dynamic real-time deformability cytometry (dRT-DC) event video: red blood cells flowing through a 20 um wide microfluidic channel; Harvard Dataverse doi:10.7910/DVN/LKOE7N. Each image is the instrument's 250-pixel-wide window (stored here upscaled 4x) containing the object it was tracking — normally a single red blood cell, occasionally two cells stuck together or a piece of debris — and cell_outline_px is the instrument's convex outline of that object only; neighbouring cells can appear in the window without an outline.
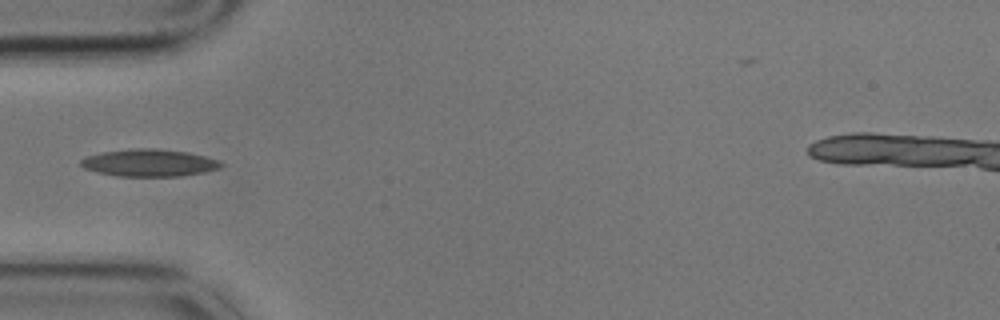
{"species": "common noctule bat (a hibernating species)", "species_latin": "Nyctalus noctula", "temperature_condition": "cold", "stored_images_in_passage": 7, "camera_frame_rate_fps": 3000, "um_per_image_px": 0.085, "animal": {"sex": "male", "body_mass_g": 17.9}, "frame": {"image": 1, "passage_image": 1, "time_ms": 0.0, "image_size_px": [1000, 320], "cell_outline_px": [[224, 164], [220, 168], [204, 172], [180, 176], [116, 176], [96, 172], [84, 168], [80, 164], [80, 160], [88, 156], [100, 152], [132, 148], [152, 148], [188, 152], [204, 156], [216, 160]], "centroid_in_image_um": [12.65, 13.84], "position_along_channel_um": 72.4, "area_um2": 22.25}}
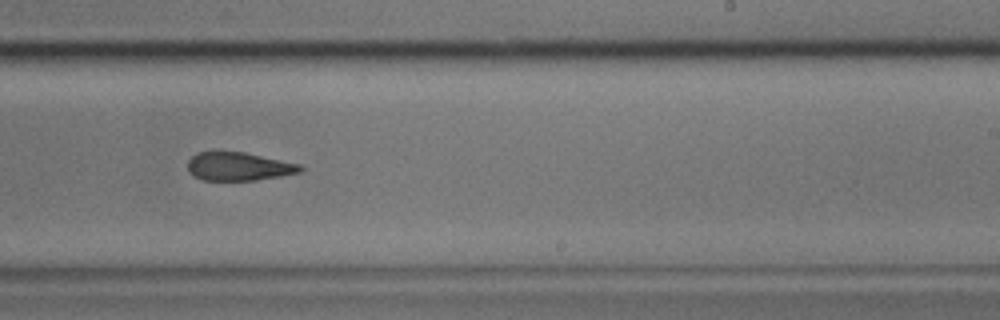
{"frame": {"image": 2, "passage_image": 6, "time_ms": 1.667, "image_size_px": [1000, 320], "cell_outline_px": [[304, 168], [300, 172], [280, 176], [256, 180], [204, 180], [188, 172], [188, 160], [196, 152], [244, 152], [300, 164]], "centroid_in_image_um": [20.28, 14.15], "position_along_channel_um": 268.7, "area_um2": 18.44}}
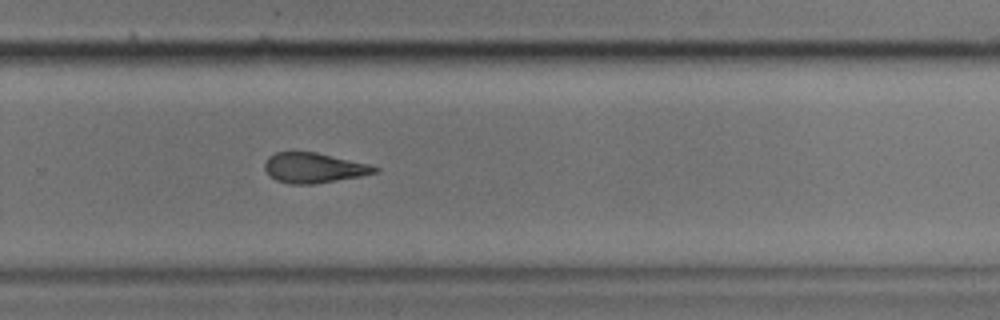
{"frame": {"image": 3, "passage_image": 7, "time_ms": 2.0, "image_size_px": [1000, 320], "cell_outline_px": [[380, 168], [376, 172], [360, 176], [312, 184], [288, 184], [276, 180], [264, 168], [264, 164], [268, 156], [276, 152], [316, 152], [368, 164]], "centroid_in_image_um": [26.64, 14.26], "position_along_channel_um": 303.2, "area_um2": 19.02}}